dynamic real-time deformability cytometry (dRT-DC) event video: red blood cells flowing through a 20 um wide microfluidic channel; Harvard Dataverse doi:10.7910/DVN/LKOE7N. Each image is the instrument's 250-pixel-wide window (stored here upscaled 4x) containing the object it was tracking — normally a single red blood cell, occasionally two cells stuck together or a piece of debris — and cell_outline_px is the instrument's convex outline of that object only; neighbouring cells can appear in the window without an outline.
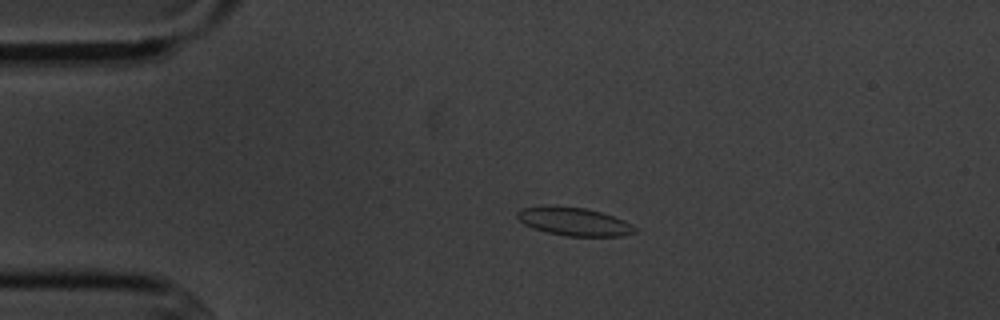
{"species": "common noctule bat (a hibernating species)", "species_latin": "Nyctalus noctula", "temperature_condition": "cold", "stored_images_in_passage": 3, "camera_frame_rate_fps": 3000, "um_per_image_px": 0.085, "animal": {"sex": "male", "body_mass_g": 20.1, "forearm_length_mm": 53.5}, "frame": {"image": 1, "passage_image": 2, "time_ms": 2.0, "image_size_px": [1000, 320], "cell_outline_px": [[636, 232], [620, 236], [568, 236], [548, 232], [532, 228], [524, 224], [516, 216], [516, 212], [520, 208], [588, 208], [624, 220], [632, 224], [636, 228]], "centroid_in_image_um": [48.84, 18.87], "position_along_channel_um": 36.2, "area_um2": 18.61}}